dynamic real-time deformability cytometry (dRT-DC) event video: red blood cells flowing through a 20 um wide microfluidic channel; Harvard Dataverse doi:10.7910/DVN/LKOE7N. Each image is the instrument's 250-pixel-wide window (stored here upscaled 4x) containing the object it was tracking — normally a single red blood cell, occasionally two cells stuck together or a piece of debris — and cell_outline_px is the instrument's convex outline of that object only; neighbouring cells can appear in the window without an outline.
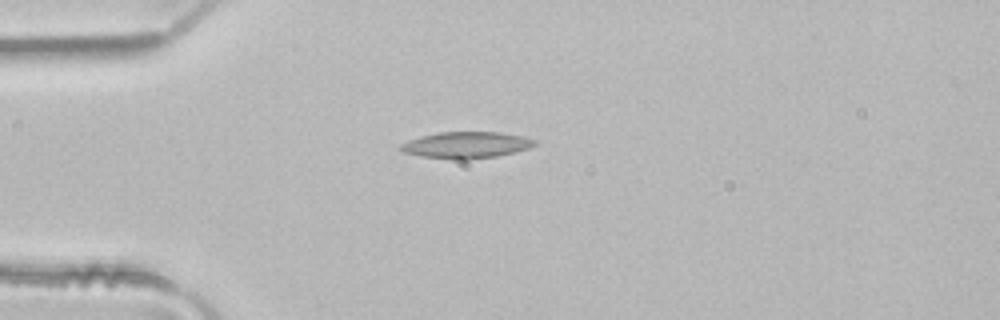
{"species": "common noctule bat (a hibernating species)", "species_latin": "Nyctalus noctula", "temperature_condition": "room temperature", "stored_images_in_passage": 1, "camera_frame_rate_fps": 3000, "um_per_image_px": 0.085, "animal": {"sex": "male", "body_mass_g": 21.5, "forearm_length_mm": 52.0}, "frame": {"image": 1, "passage_image": 1, "time_ms": 0.0, "image_size_px": [1000, 320], "cell_outline_px": [[536, 144], [528, 148], [496, 156], [468, 160], [456, 160], [420, 156], [400, 152], [400, 144], [408, 140], [420, 136], [440, 132], [500, 132], [520, 136], [536, 140]], "centroid_in_image_um": [39.56, 12.33], "position_along_channel_um": 45.4, "area_um2": 20.69}}